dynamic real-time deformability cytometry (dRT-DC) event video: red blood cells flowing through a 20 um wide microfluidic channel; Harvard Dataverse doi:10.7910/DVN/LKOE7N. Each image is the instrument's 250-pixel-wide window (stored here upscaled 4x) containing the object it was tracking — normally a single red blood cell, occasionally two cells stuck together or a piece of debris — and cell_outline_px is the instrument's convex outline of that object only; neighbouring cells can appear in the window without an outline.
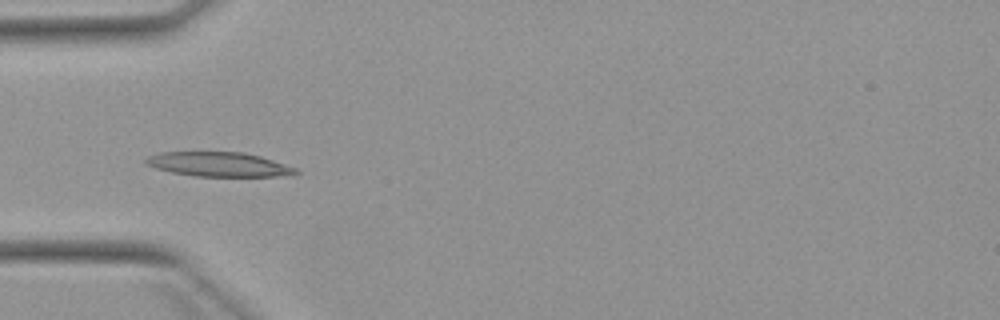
{"species": "Egyptian fruit bat (a non-hibernating species)", "species_latin": "Rousettus aegyptiacus", "temperature_condition": "warm", "stored_images_in_passage": 4, "camera_frame_rate_fps": 3000, "um_per_image_px": 0.085, "animal": {"sex": "female"}, "frame": {"image": 1, "passage_image": 4, "time_ms": 3.667, "image_size_px": [1000, 320], "cell_outline_px": [[300, 172], [276, 176], [196, 176], [172, 172], [156, 168], [144, 164], [144, 160], [148, 156], [160, 152], [244, 152], [260, 156], [296, 168]], "centroid_in_image_um": [18.54, 13.96], "position_along_channel_um": 66.5, "area_um2": 21.1}}